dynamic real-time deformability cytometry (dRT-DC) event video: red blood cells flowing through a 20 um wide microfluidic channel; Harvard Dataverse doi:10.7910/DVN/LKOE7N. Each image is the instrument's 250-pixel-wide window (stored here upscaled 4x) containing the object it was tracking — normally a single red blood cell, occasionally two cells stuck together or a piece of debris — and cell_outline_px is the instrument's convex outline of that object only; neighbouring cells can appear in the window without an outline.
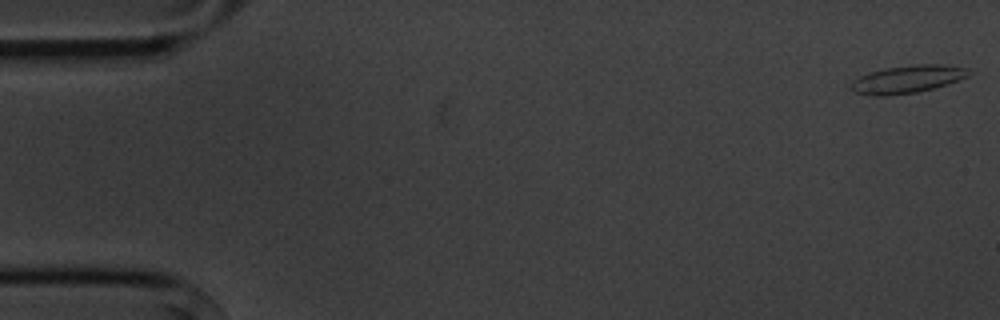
{"species": "common noctule bat (a hibernating species)", "species_latin": "Nyctalus noctula", "temperature_condition": "cold", "stored_images_in_passage": 6, "segment_of_instrument_passage": [2, 2], "camera_frame_rate_fps": 3000, "um_per_image_px": 0.085, "animal": {"sex": "male", "body_mass_g": 20.1, "forearm_length_mm": 53.5}, "frame": {"image": 1, "passage_image": 6, "time_ms": 6.667, "image_size_px": [1000, 320], "cell_outline_px": [[968, 76], [932, 88], [916, 92], [888, 96], [872, 96], [856, 92], [852, 88], [852, 80], [860, 76], [872, 72], [888, 68], [916, 64], [940, 64], [968, 68]], "centroid_in_image_um": [77.1, 6.73], "position_along_channel_um": 7.9, "area_um2": 18.5}}